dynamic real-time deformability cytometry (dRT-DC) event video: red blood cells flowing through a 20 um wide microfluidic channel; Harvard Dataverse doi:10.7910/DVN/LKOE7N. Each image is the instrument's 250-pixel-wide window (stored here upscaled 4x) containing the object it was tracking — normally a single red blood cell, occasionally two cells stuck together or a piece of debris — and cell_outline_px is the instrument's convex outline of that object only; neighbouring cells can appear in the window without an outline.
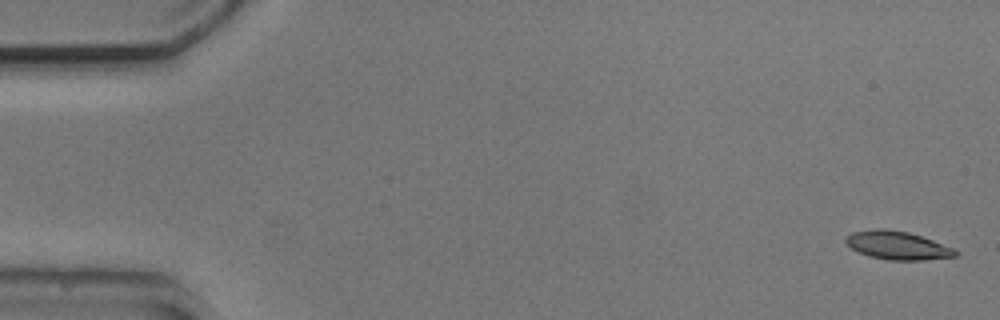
{"species": "common noctule bat (a hibernating species)", "species_latin": "Nyctalus noctula", "temperature_condition": "cold", "stored_images_in_passage": 5, "camera_frame_rate_fps": 3000, "um_per_image_px": 0.085, "animal": {"sex": "male", "body_mass_g": 20.5, "forearm_length_mm": 52.5}, "frame": {"image": 1, "passage_image": 1, "time_ms": 0.0, "image_size_px": [1000, 320], "cell_outline_px": [[960, 252], [956, 256], [924, 260], [888, 260], [868, 256], [852, 248], [844, 240], [844, 236], [852, 232], [876, 228], [884, 228], [908, 232], [932, 240], [952, 248]], "centroid_in_image_um": [76.25, 20.85], "position_along_channel_um": 8.7, "area_um2": 18.03}}
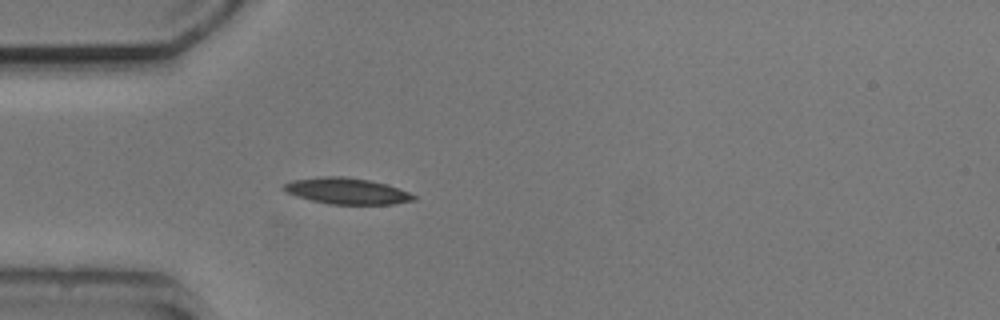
{"frame": {"image": 2, "passage_image": 5, "time_ms": 4.667, "image_size_px": [1000, 320], "cell_outline_px": [[416, 200], [392, 204], [328, 204], [312, 200], [288, 192], [284, 188], [284, 184], [292, 180], [324, 176], [344, 176], [368, 180], [388, 184], [408, 192], [416, 196]], "centroid_in_image_um": [29.53, 16.23], "position_along_channel_um": 55.5, "area_um2": 19.54}}